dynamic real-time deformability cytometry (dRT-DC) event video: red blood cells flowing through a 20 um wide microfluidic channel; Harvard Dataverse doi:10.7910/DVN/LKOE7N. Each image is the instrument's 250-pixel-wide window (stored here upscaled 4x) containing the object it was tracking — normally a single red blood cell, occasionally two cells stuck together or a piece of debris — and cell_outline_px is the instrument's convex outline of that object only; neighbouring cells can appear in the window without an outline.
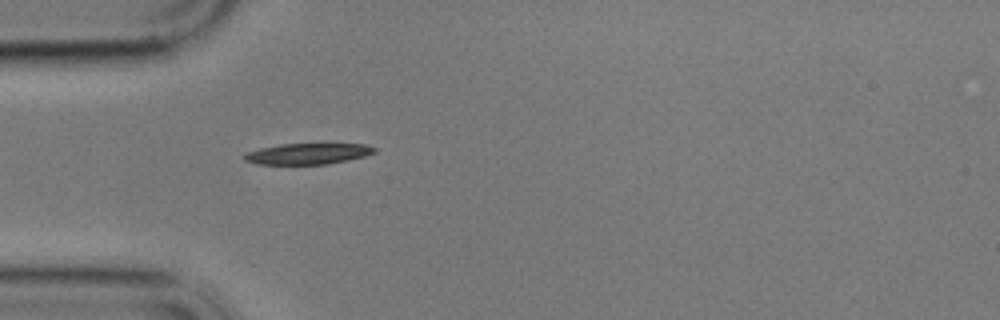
{"species": "common noctule bat (a hibernating species)", "species_latin": "Nyctalus noctula", "temperature_condition": "cold", "stored_images_in_passage": 41, "camera_frame_rate_fps": 3000, "um_per_image_px": 0.085, "animal": {"sex": "male", "body_mass_g": 17.9}, "frame": {"image": 1, "passage_image": 1, "time_ms": 0.0, "image_size_px": [1000, 320], "cell_outline_px": [[376, 152], [364, 156], [328, 164], [256, 164], [244, 160], [240, 156], [248, 152], [260, 148], [280, 144], [368, 144], [376, 148]], "centroid_in_image_um": [26.14, 13.07], "position_along_channel_um": 58.9, "area_um2": 15.9}}
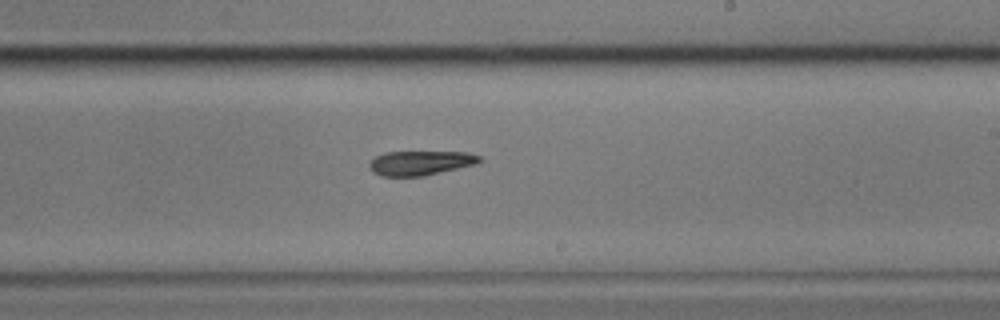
{"frame": {"image": 2, "passage_image": 18, "time_ms": 5.667, "image_size_px": [1000, 320], "cell_outline_px": [[484, 160], [476, 164], [424, 176], [380, 176], [372, 172], [368, 168], [368, 164], [376, 156], [384, 152], [468, 152], [480, 156]], "centroid_in_image_um": [35.73, 13.85], "position_along_channel_um": 253.3, "area_um2": 15.84}}
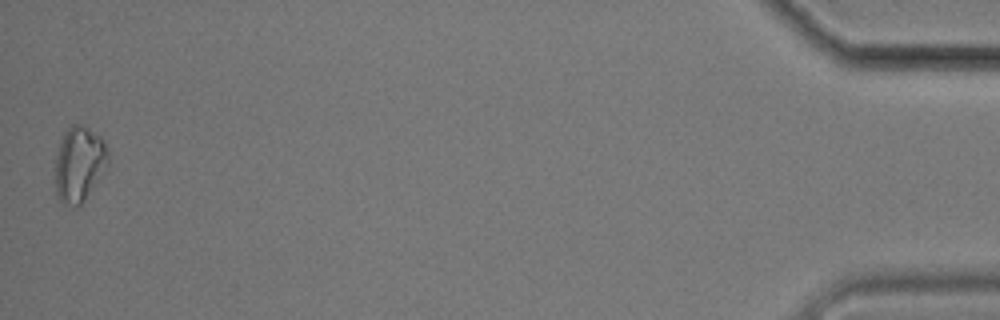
{"frame": {"image": 3, "passage_image": 41, "time_ms": 13.333, "image_size_px": [1000, 320], "cell_outline_px": [[108, 160], [84, 200], [76, 208], [64, 204], [60, 200], [56, 192], [56, 156], [64, 132], [72, 124], [80, 124], [88, 128], [100, 136], [104, 140], [108, 148]], "centroid_in_image_um": [6.71, 13.92], "position_along_channel_um": 428.5, "area_um2": 22.6}, "authors_computed_cell_mechanics": {"area_um2": 16.8776, "velocity_mm_per_s": 3.4848, "shape_relaxation_time_tau1_ms": 3.8593, "shape_relaxation_time_tau2_ms": null, "deformation_change_tau1": 0.147, "deformation_change_tau2": null}}